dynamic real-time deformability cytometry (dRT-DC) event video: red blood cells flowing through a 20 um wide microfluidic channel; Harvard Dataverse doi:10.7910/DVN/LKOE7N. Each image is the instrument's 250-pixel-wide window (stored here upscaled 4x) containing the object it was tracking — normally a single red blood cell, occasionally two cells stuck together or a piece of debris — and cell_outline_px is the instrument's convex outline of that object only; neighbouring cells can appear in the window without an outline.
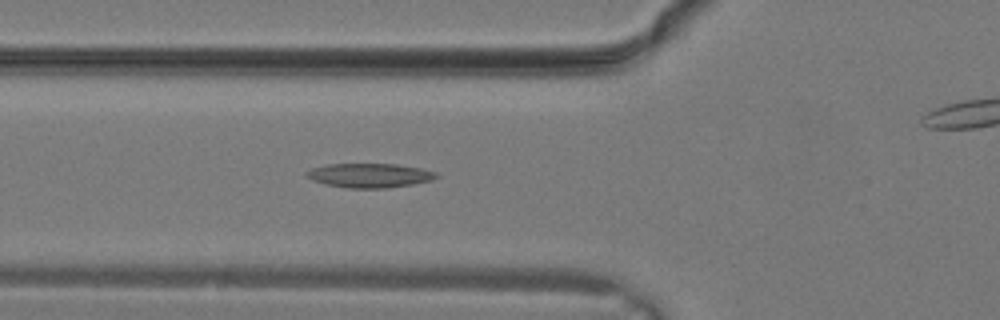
{"species": "common noctule bat (a hibernating species)", "species_latin": "Nyctalus noctula", "temperature_condition": "warm", "stored_images_in_passage": 6, "camera_frame_rate_fps": 3000, "um_per_image_px": 0.085, "animal": {"sex": "male", "body_mass_g": 19.2, "forearm_length_mm": 51.8}, "frame": {"image": 1, "passage_image": 4, "time_ms": 1.0, "image_size_px": [1000, 320], "cell_outline_px": [[440, 176], [432, 180], [412, 184], [384, 188], [348, 188], [324, 184], [312, 180], [304, 176], [304, 172], [312, 168], [324, 164], [396, 164], [420, 168], [436, 172]], "centroid_in_image_um": [31.37, 14.91], "position_along_channel_um": 94.4, "area_um2": 18.44}}
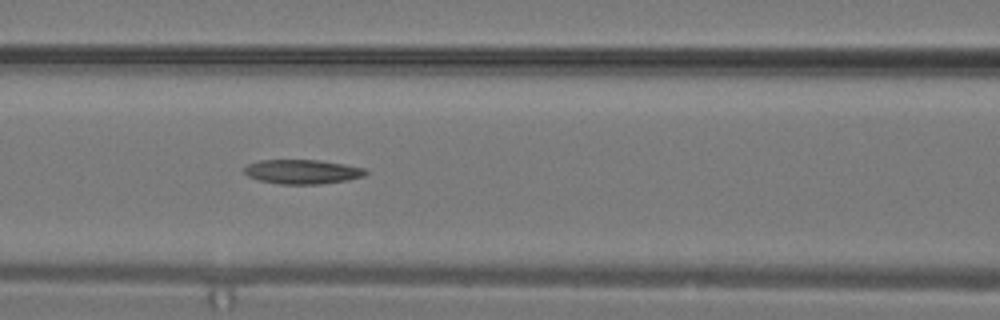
{"frame": {"image": 2, "passage_image": 6, "time_ms": 1.667, "image_size_px": [1000, 320], "cell_outline_px": [[368, 172], [364, 176], [348, 180], [320, 184], [280, 184], [260, 180], [248, 176], [244, 172], [244, 168], [248, 164], [260, 160], [320, 160], [344, 164], [364, 168]], "centroid_in_image_um": [25.71, 14.59], "position_along_channel_um": 140.9, "area_um2": 17.17}}